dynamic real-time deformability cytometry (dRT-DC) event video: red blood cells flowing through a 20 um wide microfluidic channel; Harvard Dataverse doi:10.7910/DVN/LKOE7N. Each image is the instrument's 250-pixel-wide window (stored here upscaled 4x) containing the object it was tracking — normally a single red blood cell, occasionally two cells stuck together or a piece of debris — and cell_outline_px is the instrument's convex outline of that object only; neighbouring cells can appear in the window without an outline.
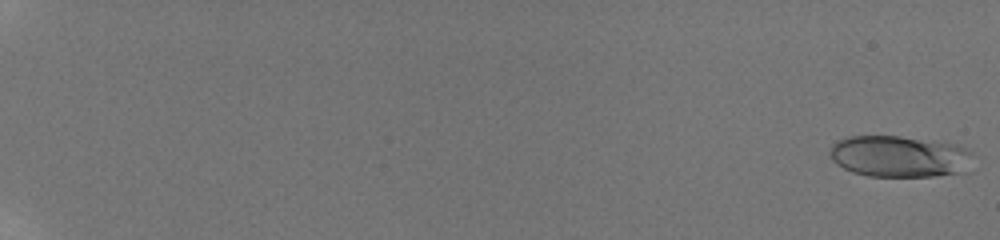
{"species": "human", "species_latin": "Homo sapiens", "temperature_condition": "room temperature", "stored_images_in_passage": 47, "camera_frame_rate_fps": 3000, "um_per_image_px": 0.085, "donor": {"sex": "male"}, "frame": {"image": 1, "passage_image": 1, "time_ms": 0.0, "image_size_px": [1000, 240], "cell_outline_px": [[972, 172], [932, 176], [868, 176], [852, 172], [836, 164], [832, 160], [828, 152], [832, 144], [836, 140], [848, 136], [900, 136], [956, 144], [972, 152]], "centroid_in_image_um": [76.48, 13.3], "position_along_channel_um": 8.5, "area_um2": 35.2}}
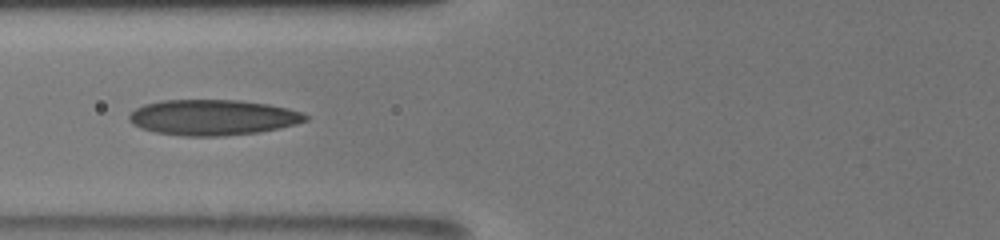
{"frame": {"image": 2, "passage_image": 36, "time_ms": 9.0, "image_size_px": [1000, 240], "cell_outline_px": [[308, 120], [296, 124], [280, 128], [260, 132], [224, 136], [184, 136], [156, 132], [140, 128], [132, 124], [128, 120], [128, 116], [136, 108], [144, 104], [160, 100], [240, 100], [268, 104], [288, 108], [300, 112], [308, 116]], "centroid_in_image_um": [18.08, 9.98], "position_along_channel_um": 107.7, "area_um2": 36.76}}
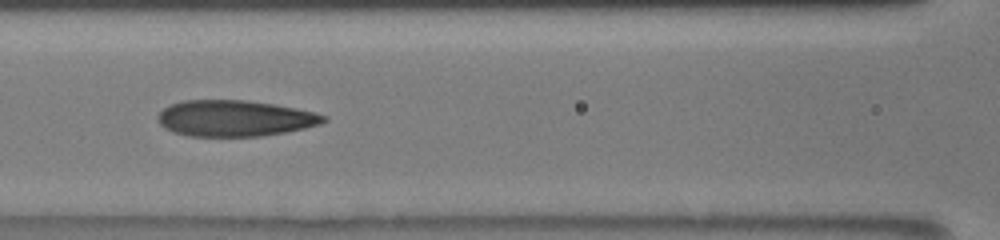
{"frame": {"image": 3, "passage_image": 41, "time_ms": 10.0, "image_size_px": [1000, 240], "cell_outline_px": [[328, 120], [320, 124], [304, 128], [284, 132], [260, 136], [188, 136], [172, 132], [164, 128], [156, 120], [156, 116], [164, 108], [172, 104], [184, 100], [244, 100], [272, 104], [296, 108], [328, 116]], "centroid_in_image_um": [19.92, 10.06], "position_along_channel_um": 146.7, "area_um2": 34.85}}